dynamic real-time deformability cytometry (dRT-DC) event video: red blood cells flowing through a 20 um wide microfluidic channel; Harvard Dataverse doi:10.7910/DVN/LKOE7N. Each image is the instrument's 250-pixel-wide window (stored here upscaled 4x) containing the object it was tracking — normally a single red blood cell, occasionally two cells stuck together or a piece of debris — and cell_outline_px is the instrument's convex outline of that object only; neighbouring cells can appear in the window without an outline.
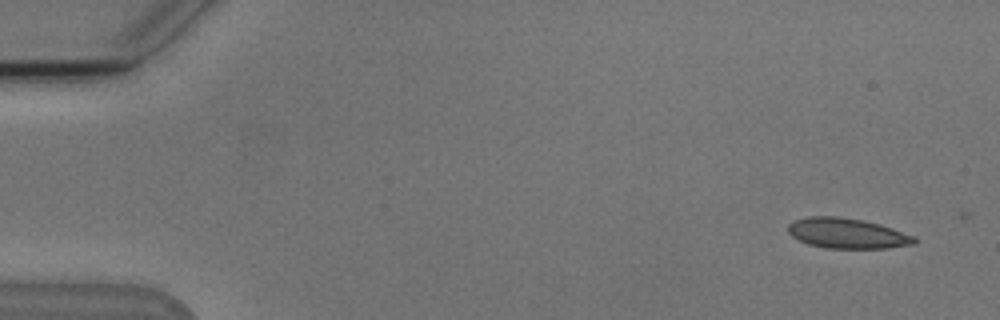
{"species": "Egyptian fruit bat (a non-hibernating species)", "species_latin": "Rousettus aegyptiacus", "temperature_condition": "cold", "stored_images_in_passage": 4, "camera_frame_rate_fps": 3000, "um_per_image_px": 0.085, "animal": {"sex": "male"}, "frame": {"image": 1, "passage_image": 1, "time_ms": 0.0, "image_size_px": [1000, 320], "cell_outline_px": [[916, 244], [888, 248], [828, 248], [808, 244], [792, 236], [788, 232], [788, 224], [796, 220], [808, 216], [836, 216], [860, 220], [880, 224], [916, 236]], "centroid_in_image_um": [72.04, 19.83], "position_along_channel_um": 13.0, "area_um2": 22.2}}